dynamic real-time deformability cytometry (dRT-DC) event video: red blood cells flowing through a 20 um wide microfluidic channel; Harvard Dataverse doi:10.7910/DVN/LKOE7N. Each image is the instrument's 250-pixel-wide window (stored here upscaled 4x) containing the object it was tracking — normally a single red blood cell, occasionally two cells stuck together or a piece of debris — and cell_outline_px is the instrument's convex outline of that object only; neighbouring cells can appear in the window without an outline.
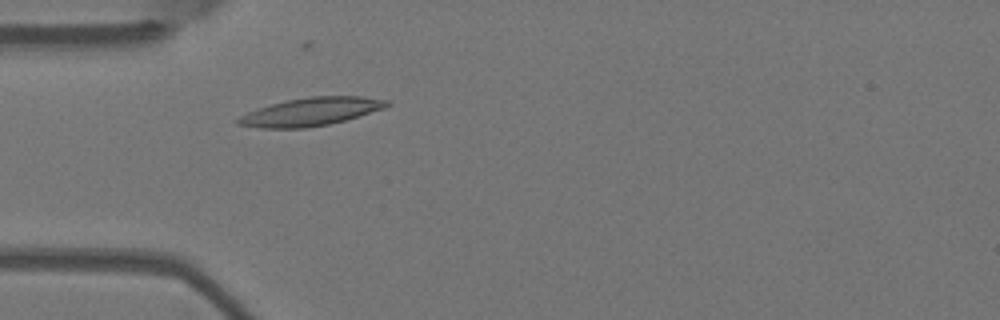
{"species": "Egyptian fruit bat (a non-hibernating species)", "species_latin": "Rousettus aegyptiacus", "temperature_condition": "warm", "stored_images_in_passage": 1, "camera_frame_rate_fps": 3000, "um_per_image_px": 0.085, "animal": {"sex": "female"}, "frame": {"image": 1, "passage_image": 1, "time_ms": 0.0, "image_size_px": [1000, 320], "cell_outline_px": [[392, 104], [384, 108], [344, 120], [328, 124], [308, 128], [260, 128], [236, 124], [236, 120], [240, 116], [256, 108], [288, 100], [312, 96], [360, 96], [388, 100]], "centroid_in_image_um": [26.41, 9.5], "position_along_channel_um": 58.6, "area_um2": 24.16}}